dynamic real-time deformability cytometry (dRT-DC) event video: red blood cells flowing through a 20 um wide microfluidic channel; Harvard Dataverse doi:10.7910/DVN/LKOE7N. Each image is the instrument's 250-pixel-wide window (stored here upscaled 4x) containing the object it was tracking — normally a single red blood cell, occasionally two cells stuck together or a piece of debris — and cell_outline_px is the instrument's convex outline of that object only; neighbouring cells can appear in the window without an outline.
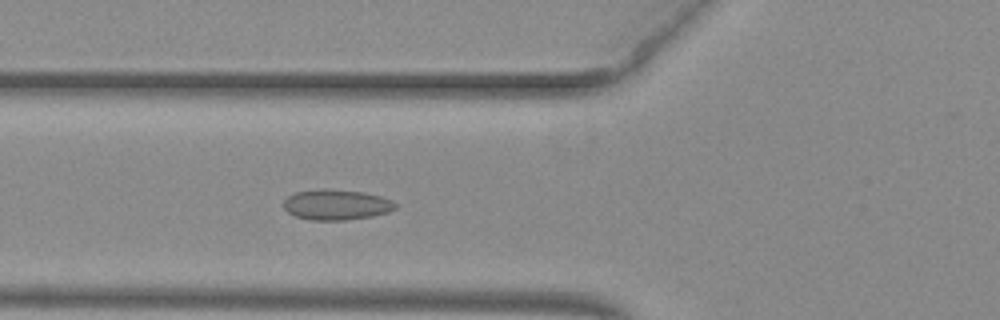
{"species": "common noctule bat (a hibernating species)", "species_latin": "Nyctalus noctula", "temperature_condition": "warm", "stored_images_in_passage": 52, "camera_frame_rate_fps": 3000, "um_per_image_px": 0.085, "animal": {"sex": "female", "body_mass_g": 29.2, "forearm_length_mm": 56.3}, "frame": {"image": 1, "passage_image": 20, "time_ms": 6.333, "image_size_px": [1000, 320], "cell_outline_px": [[396, 208], [388, 212], [372, 216], [344, 220], [312, 220], [296, 216], [288, 212], [284, 208], [284, 200], [288, 196], [296, 192], [324, 188], [364, 192], [380, 196], [392, 200], [396, 204]], "centroid_in_image_um": [28.59, 17.39], "position_along_channel_um": 97.2, "area_um2": 19.77}}
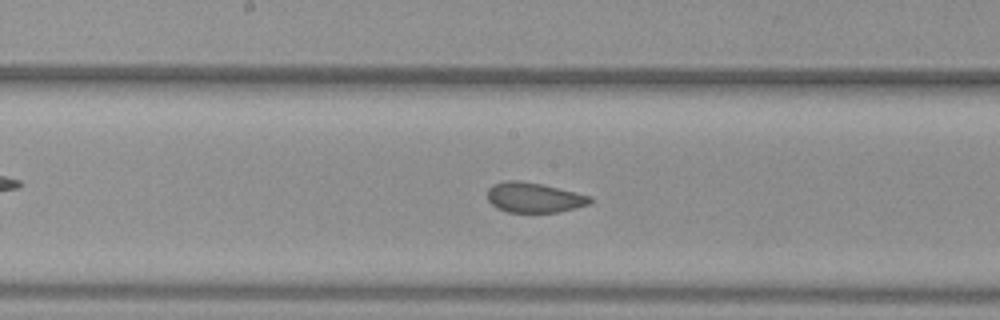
{"frame": {"image": 2, "passage_image": 28, "time_ms": 9.0, "image_size_px": [1000, 320], "cell_outline_px": [[592, 200], [588, 204], [560, 212], [508, 212], [496, 208], [488, 200], [488, 188], [492, 184], [504, 180], [520, 180], [540, 184], [576, 192], [592, 196]], "centroid_in_image_um": [45.36, 16.78], "position_along_channel_um": 202.8, "area_um2": 17.98}}
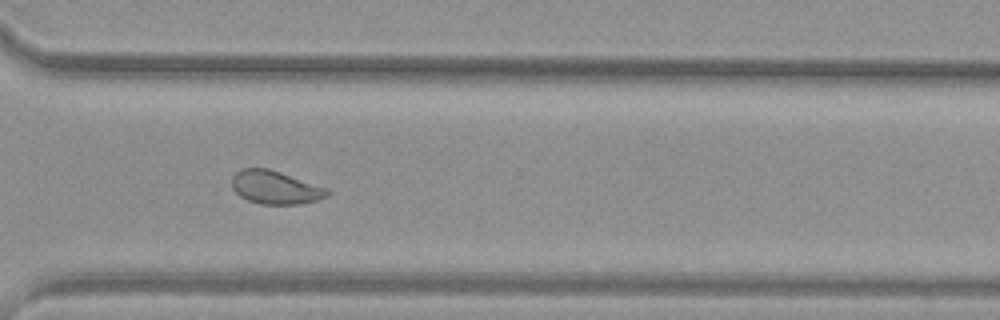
{"frame": {"image": 3, "passage_image": 39, "time_ms": 12.667, "image_size_px": [1000, 320], "cell_outline_px": [[332, 192], [328, 196], [316, 200], [300, 204], [260, 204], [248, 200], [240, 196], [232, 188], [232, 176], [240, 168], [268, 168], [328, 188]], "centroid_in_image_um": [23.41, 15.93], "position_along_channel_um": 347.2, "area_um2": 18.55}, "authors_computed_cell_mechanics": {"area_um2": 19.7676, "velocity_mm_per_s": 3.9435, "shape_relaxation_time_tau1_ms": null, "shape_relaxation_time_tau2_ms": 0.8298, "deformation_change_tau1": null, "deformation_change_tau2": 0.0501}}